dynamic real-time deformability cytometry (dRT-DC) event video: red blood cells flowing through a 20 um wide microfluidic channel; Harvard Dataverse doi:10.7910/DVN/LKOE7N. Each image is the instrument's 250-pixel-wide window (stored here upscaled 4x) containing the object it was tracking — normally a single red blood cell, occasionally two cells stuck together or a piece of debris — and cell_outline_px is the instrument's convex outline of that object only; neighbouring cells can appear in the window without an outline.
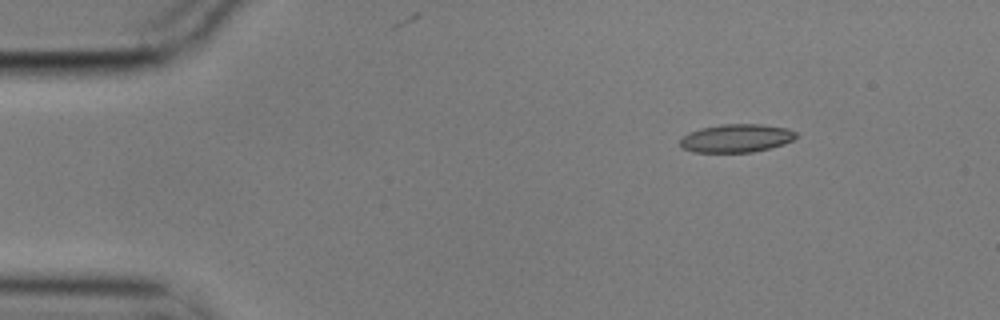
{"species": "common noctule bat (a hibernating species)", "species_latin": "Nyctalus noctula", "temperature_condition": "cold", "stored_images_in_passage": 4, "camera_frame_rate_fps": 3000, "um_per_image_px": 0.085, "animal": {"sex": "male", "body_mass_g": 17.9}, "frame": {"image": 1, "passage_image": 1, "time_ms": 0.0, "image_size_px": [1000, 320], "cell_outline_px": [[800, 136], [784, 144], [752, 152], [692, 152], [680, 148], [680, 140], [688, 132], [700, 128], [720, 124], [760, 124], [788, 128], [796, 132]], "centroid_in_image_um": [62.58, 11.74], "position_along_channel_um": 22.4, "area_um2": 19.25}}
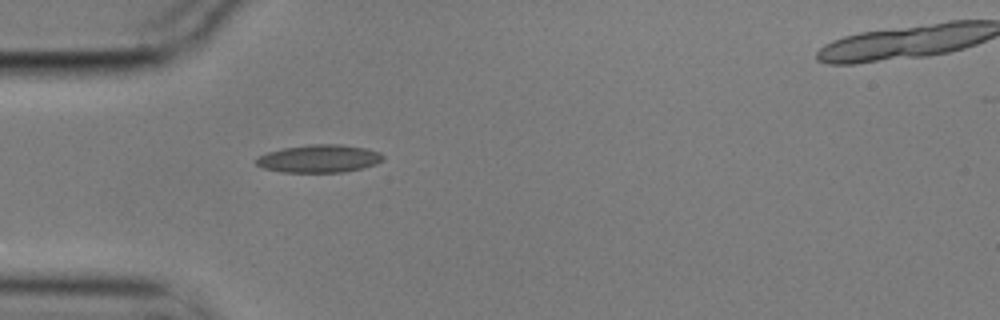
{"frame": {"image": 2, "passage_image": 3, "time_ms": 0.667, "image_size_px": [1000, 320], "cell_outline_px": [[384, 160], [376, 164], [364, 168], [344, 172], [280, 172], [264, 168], [256, 164], [256, 160], [260, 156], [268, 152], [284, 148], [312, 144], [340, 144], [368, 148], [380, 152], [384, 156]], "centroid_in_image_um": [27.19, 13.48], "position_along_channel_um": 57.8, "area_um2": 20.63}}